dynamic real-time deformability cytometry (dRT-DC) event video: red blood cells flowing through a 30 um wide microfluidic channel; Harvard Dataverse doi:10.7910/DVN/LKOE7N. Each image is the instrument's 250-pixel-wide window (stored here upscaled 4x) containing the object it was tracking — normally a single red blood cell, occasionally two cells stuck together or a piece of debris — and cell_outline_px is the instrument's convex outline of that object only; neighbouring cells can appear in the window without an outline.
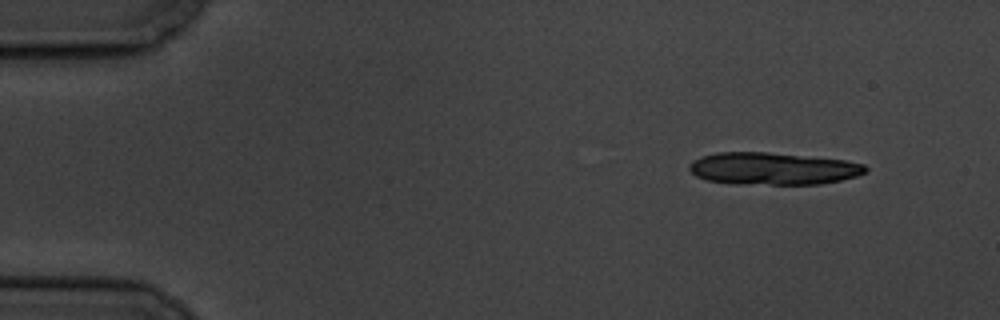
{"species": "common noctule bat (a hibernating species)", "species_latin": "Nyctalus noctula", "temperature_condition": "cold", "stored_images_in_passage": 9, "segment_of_instrument_passage": [1, 2], "camera_frame_rate_fps": 3000, "um_per_image_px": 0.085, "animal": {"sex": "male", "body_mass_g": 19.5, "forearm_length_mm": 54.6}, "frame": {"image": 1, "passage_image": 1, "time_ms": 0.0, "image_size_px": [1000, 320], "cell_outline_px": [[868, 168], [864, 172], [856, 176], [840, 180], [820, 184], [772, 184], [708, 180], [696, 176], [688, 168], [688, 164], [692, 160], [700, 156], [716, 152], [768, 152], [844, 160], [864, 164]], "centroid_in_image_um": [65.69, 14.3], "position_along_channel_um": 19.3, "area_um2": 32.6}}